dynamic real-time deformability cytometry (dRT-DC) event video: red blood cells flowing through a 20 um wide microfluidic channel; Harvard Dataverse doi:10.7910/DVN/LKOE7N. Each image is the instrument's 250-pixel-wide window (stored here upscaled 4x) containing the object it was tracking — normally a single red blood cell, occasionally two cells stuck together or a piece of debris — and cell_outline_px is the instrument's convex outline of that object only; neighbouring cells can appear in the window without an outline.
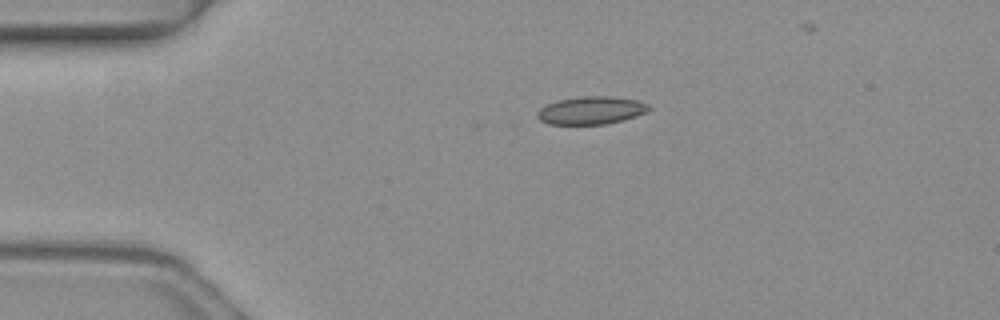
{"species": "common noctule bat (a hibernating species)", "species_latin": "Nyctalus noctula", "temperature_condition": "warm", "stored_images_in_passage": 2, "camera_frame_rate_fps": 3000, "um_per_image_px": 0.085, "animal": {"sex": "female", "body_mass_g": 19.3, "forearm_length_mm": 54.1}, "frame": {"image": 1, "passage_image": 1, "time_ms": 0.0, "image_size_px": [1000, 320], "cell_outline_px": [[652, 108], [636, 116], [624, 120], [604, 124], [548, 124], [540, 120], [536, 116], [536, 112], [540, 108], [556, 100], [580, 96], [608, 96], [636, 100], [648, 104]], "centroid_in_image_um": [50.21, 9.38], "position_along_channel_um": 34.8, "area_um2": 18.09}}